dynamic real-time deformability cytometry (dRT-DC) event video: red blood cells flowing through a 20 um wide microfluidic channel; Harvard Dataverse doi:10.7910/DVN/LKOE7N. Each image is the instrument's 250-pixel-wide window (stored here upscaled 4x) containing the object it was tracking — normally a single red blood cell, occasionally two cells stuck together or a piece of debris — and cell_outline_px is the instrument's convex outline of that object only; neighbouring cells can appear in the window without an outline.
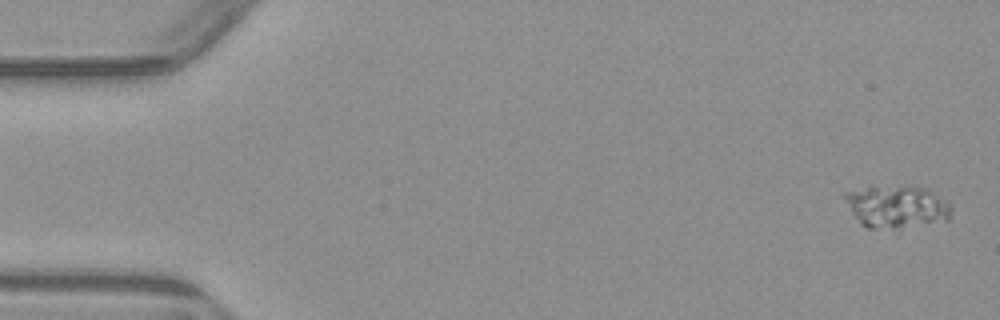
{"species": "common noctule bat (a hibernating species)", "species_latin": "Nyctalus noctula", "temperature_condition": "warm", "stored_images_in_passage": 4, "camera_frame_rate_fps": 3000, "um_per_image_px": 0.085, "animal": {"sex": "male", "body_mass_g": 23.1, "forearm_length_mm": 52.7}, "frame": {"image": 1, "passage_image": 1, "time_ms": 0.0, "image_size_px": [1000, 320], "cell_outline_px": [[952, 208], [948, 220], [892, 228], [868, 228], [860, 224], [852, 212], [844, 196], [844, 192], [868, 188], [908, 184], [924, 188], [944, 200]], "centroid_in_image_um": [76.21, 17.55], "position_along_channel_um": 8.8, "area_um2": 25.78}}
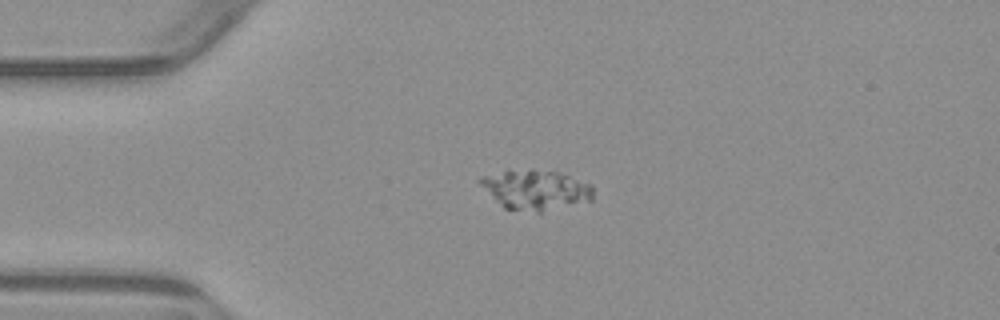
{"frame": {"image": 2, "passage_image": 4, "time_ms": 3.667, "image_size_px": [1000, 320], "cell_outline_px": [[592, 200], [540, 212], [536, 212], [504, 208], [476, 180], [480, 176], [504, 172], [532, 168], [556, 172], [592, 184]], "centroid_in_image_um": [45.53, 16.12], "position_along_channel_um": 39.5, "area_um2": 25.84}}